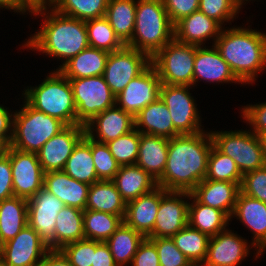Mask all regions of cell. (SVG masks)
<instances>
[{"mask_svg":"<svg viewBox=\"0 0 266 266\" xmlns=\"http://www.w3.org/2000/svg\"><path fill=\"white\" fill-rule=\"evenodd\" d=\"M213 145L211 133L205 130L169 139L166 167L157 185L167 191L191 192L206 177Z\"/></svg>","mask_w":266,"mask_h":266,"instance_id":"6da1fadb","label":"cell"},{"mask_svg":"<svg viewBox=\"0 0 266 266\" xmlns=\"http://www.w3.org/2000/svg\"><path fill=\"white\" fill-rule=\"evenodd\" d=\"M32 14H40L41 17L44 15V23L40 26V31L35 32L23 47L45 53L51 58H64L65 61L60 68L89 47L86 21L62 15L51 7L34 10Z\"/></svg>","mask_w":266,"mask_h":266,"instance_id":"7a4b0ae2","label":"cell"},{"mask_svg":"<svg viewBox=\"0 0 266 266\" xmlns=\"http://www.w3.org/2000/svg\"><path fill=\"white\" fill-rule=\"evenodd\" d=\"M224 29L214 46L242 84L254 83L266 69V34L244 27Z\"/></svg>","mask_w":266,"mask_h":266,"instance_id":"3957f363","label":"cell"},{"mask_svg":"<svg viewBox=\"0 0 266 266\" xmlns=\"http://www.w3.org/2000/svg\"><path fill=\"white\" fill-rule=\"evenodd\" d=\"M174 38V25L162 0H137L131 48L154 57Z\"/></svg>","mask_w":266,"mask_h":266,"instance_id":"277c9868","label":"cell"},{"mask_svg":"<svg viewBox=\"0 0 266 266\" xmlns=\"http://www.w3.org/2000/svg\"><path fill=\"white\" fill-rule=\"evenodd\" d=\"M24 91L25 101L35 110L55 117L66 125L77 124L71 84L58 69L38 86L28 87Z\"/></svg>","mask_w":266,"mask_h":266,"instance_id":"5b68a950","label":"cell"},{"mask_svg":"<svg viewBox=\"0 0 266 266\" xmlns=\"http://www.w3.org/2000/svg\"><path fill=\"white\" fill-rule=\"evenodd\" d=\"M13 115L10 146L25 152L37 153L50 138L67 126L59 119L35 110L25 100L21 110Z\"/></svg>","mask_w":266,"mask_h":266,"instance_id":"8992f818","label":"cell"},{"mask_svg":"<svg viewBox=\"0 0 266 266\" xmlns=\"http://www.w3.org/2000/svg\"><path fill=\"white\" fill-rule=\"evenodd\" d=\"M196 47L173 38L151 58L161 84L193 86Z\"/></svg>","mask_w":266,"mask_h":266,"instance_id":"52a82bcc","label":"cell"},{"mask_svg":"<svg viewBox=\"0 0 266 266\" xmlns=\"http://www.w3.org/2000/svg\"><path fill=\"white\" fill-rule=\"evenodd\" d=\"M214 146L232 158L241 174L266 165L258 135L249 131H211Z\"/></svg>","mask_w":266,"mask_h":266,"instance_id":"ba28073f","label":"cell"},{"mask_svg":"<svg viewBox=\"0 0 266 266\" xmlns=\"http://www.w3.org/2000/svg\"><path fill=\"white\" fill-rule=\"evenodd\" d=\"M76 106L77 124L86 125L96 115L116 105L103 76L69 79Z\"/></svg>","mask_w":266,"mask_h":266,"instance_id":"9c48e42d","label":"cell"},{"mask_svg":"<svg viewBox=\"0 0 266 266\" xmlns=\"http://www.w3.org/2000/svg\"><path fill=\"white\" fill-rule=\"evenodd\" d=\"M187 85L161 84L160 98L168 107L173 126L180 134H195L201 129V119L195 99L191 96Z\"/></svg>","mask_w":266,"mask_h":266,"instance_id":"30bf717a","label":"cell"},{"mask_svg":"<svg viewBox=\"0 0 266 266\" xmlns=\"http://www.w3.org/2000/svg\"><path fill=\"white\" fill-rule=\"evenodd\" d=\"M151 64V58L137 49L124 46L109 53L103 78L117 96L126 85Z\"/></svg>","mask_w":266,"mask_h":266,"instance_id":"8fae6325","label":"cell"},{"mask_svg":"<svg viewBox=\"0 0 266 266\" xmlns=\"http://www.w3.org/2000/svg\"><path fill=\"white\" fill-rule=\"evenodd\" d=\"M5 153L10 158L14 196L27 200L32 198L43 188L44 182V172L37 154L10 145Z\"/></svg>","mask_w":266,"mask_h":266,"instance_id":"7c38bea8","label":"cell"},{"mask_svg":"<svg viewBox=\"0 0 266 266\" xmlns=\"http://www.w3.org/2000/svg\"><path fill=\"white\" fill-rule=\"evenodd\" d=\"M161 80L151 63L116 96V105L134 117L160 97Z\"/></svg>","mask_w":266,"mask_h":266,"instance_id":"4fadbf2b","label":"cell"},{"mask_svg":"<svg viewBox=\"0 0 266 266\" xmlns=\"http://www.w3.org/2000/svg\"><path fill=\"white\" fill-rule=\"evenodd\" d=\"M190 192L167 191L161 187L159 204L153 232L148 237H172L188 225Z\"/></svg>","mask_w":266,"mask_h":266,"instance_id":"5bb4252c","label":"cell"},{"mask_svg":"<svg viewBox=\"0 0 266 266\" xmlns=\"http://www.w3.org/2000/svg\"><path fill=\"white\" fill-rule=\"evenodd\" d=\"M85 134L84 125H67L50 138L36 153L43 172L63 171L68 158Z\"/></svg>","mask_w":266,"mask_h":266,"instance_id":"9a60e30c","label":"cell"},{"mask_svg":"<svg viewBox=\"0 0 266 266\" xmlns=\"http://www.w3.org/2000/svg\"><path fill=\"white\" fill-rule=\"evenodd\" d=\"M49 250L40 235L27 224L4 243L2 258L5 266H37Z\"/></svg>","mask_w":266,"mask_h":266,"instance_id":"2e32d148","label":"cell"},{"mask_svg":"<svg viewBox=\"0 0 266 266\" xmlns=\"http://www.w3.org/2000/svg\"><path fill=\"white\" fill-rule=\"evenodd\" d=\"M64 206L62 201L44 188L28 199V225L40 235L51 250H54L56 216Z\"/></svg>","mask_w":266,"mask_h":266,"instance_id":"e0dca14e","label":"cell"},{"mask_svg":"<svg viewBox=\"0 0 266 266\" xmlns=\"http://www.w3.org/2000/svg\"><path fill=\"white\" fill-rule=\"evenodd\" d=\"M247 240L228 229L210 237L203 266H237L248 257Z\"/></svg>","mask_w":266,"mask_h":266,"instance_id":"ac0fdd59","label":"cell"},{"mask_svg":"<svg viewBox=\"0 0 266 266\" xmlns=\"http://www.w3.org/2000/svg\"><path fill=\"white\" fill-rule=\"evenodd\" d=\"M133 129H135V117L117 105L99 113L85 125L86 134L101 143L115 140Z\"/></svg>","mask_w":266,"mask_h":266,"instance_id":"d6986e66","label":"cell"},{"mask_svg":"<svg viewBox=\"0 0 266 266\" xmlns=\"http://www.w3.org/2000/svg\"><path fill=\"white\" fill-rule=\"evenodd\" d=\"M232 217L252 232L251 246H255L257 259L266 249V203L239 192Z\"/></svg>","mask_w":266,"mask_h":266,"instance_id":"ffe728a7","label":"cell"},{"mask_svg":"<svg viewBox=\"0 0 266 266\" xmlns=\"http://www.w3.org/2000/svg\"><path fill=\"white\" fill-rule=\"evenodd\" d=\"M197 46L194 60L193 87L199 80L216 83H241L229 64L221 57L217 48H206Z\"/></svg>","mask_w":266,"mask_h":266,"instance_id":"44dd1931","label":"cell"},{"mask_svg":"<svg viewBox=\"0 0 266 266\" xmlns=\"http://www.w3.org/2000/svg\"><path fill=\"white\" fill-rule=\"evenodd\" d=\"M240 184L204 179L191 191V194L200 203L223 211L231 219L240 192Z\"/></svg>","mask_w":266,"mask_h":266,"instance_id":"7402d4cb","label":"cell"},{"mask_svg":"<svg viewBox=\"0 0 266 266\" xmlns=\"http://www.w3.org/2000/svg\"><path fill=\"white\" fill-rule=\"evenodd\" d=\"M222 28L217 21L197 10L174 25V38L182 43L203 46V42L211 37L215 43Z\"/></svg>","mask_w":266,"mask_h":266,"instance_id":"603a6c76","label":"cell"},{"mask_svg":"<svg viewBox=\"0 0 266 266\" xmlns=\"http://www.w3.org/2000/svg\"><path fill=\"white\" fill-rule=\"evenodd\" d=\"M161 201V187L127 202L124 222L148 237L154 228L156 215Z\"/></svg>","mask_w":266,"mask_h":266,"instance_id":"cb8c5ba5","label":"cell"},{"mask_svg":"<svg viewBox=\"0 0 266 266\" xmlns=\"http://www.w3.org/2000/svg\"><path fill=\"white\" fill-rule=\"evenodd\" d=\"M89 184L71 178L64 171L44 173L43 188L55 195L65 206L85 210Z\"/></svg>","mask_w":266,"mask_h":266,"instance_id":"d4e9b609","label":"cell"},{"mask_svg":"<svg viewBox=\"0 0 266 266\" xmlns=\"http://www.w3.org/2000/svg\"><path fill=\"white\" fill-rule=\"evenodd\" d=\"M135 128L140 133L168 139L180 135L173 126L168 107L160 97L135 116Z\"/></svg>","mask_w":266,"mask_h":266,"instance_id":"484cf974","label":"cell"},{"mask_svg":"<svg viewBox=\"0 0 266 266\" xmlns=\"http://www.w3.org/2000/svg\"><path fill=\"white\" fill-rule=\"evenodd\" d=\"M169 139L140 133L136 165L143 168L156 181L162 176L168 156Z\"/></svg>","mask_w":266,"mask_h":266,"instance_id":"4316f807","label":"cell"},{"mask_svg":"<svg viewBox=\"0 0 266 266\" xmlns=\"http://www.w3.org/2000/svg\"><path fill=\"white\" fill-rule=\"evenodd\" d=\"M112 181L126 203L158 187L156 179L136 164L120 166Z\"/></svg>","mask_w":266,"mask_h":266,"instance_id":"83f0119b","label":"cell"},{"mask_svg":"<svg viewBox=\"0 0 266 266\" xmlns=\"http://www.w3.org/2000/svg\"><path fill=\"white\" fill-rule=\"evenodd\" d=\"M109 52L87 47L58 70L68 79L102 76Z\"/></svg>","mask_w":266,"mask_h":266,"instance_id":"f1b7e54d","label":"cell"},{"mask_svg":"<svg viewBox=\"0 0 266 266\" xmlns=\"http://www.w3.org/2000/svg\"><path fill=\"white\" fill-rule=\"evenodd\" d=\"M126 206V201L112 180H99L89 186L85 209L125 215Z\"/></svg>","mask_w":266,"mask_h":266,"instance_id":"f546056e","label":"cell"},{"mask_svg":"<svg viewBox=\"0 0 266 266\" xmlns=\"http://www.w3.org/2000/svg\"><path fill=\"white\" fill-rule=\"evenodd\" d=\"M188 224L209 237L226 230L231 220L223 211L200 203L190 192Z\"/></svg>","mask_w":266,"mask_h":266,"instance_id":"4dcf8cb0","label":"cell"},{"mask_svg":"<svg viewBox=\"0 0 266 266\" xmlns=\"http://www.w3.org/2000/svg\"><path fill=\"white\" fill-rule=\"evenodd\" d=\"M28 200L12 196L0 202V238L5 243L28 224Z\"/></svg>","mask_w":266,"mask_h":266,"instance_id":"1f68e13d","label":"cell"},{"mask_svg":"<svg viewBox=\"0 0 266 266\" xmlns=\"http://www.w3.org/2000/svg\"><path fill=\"white\" fill-rule=\"evenodd\" d=\"M63 171L71 178L85 184L99 181L91 151V138L85 134L68 158Z\"/></svg>","mask_w":266,"mask_h":266,"instance_id":"d6a6232c","label":"cell"},{"mask_svg":"<svg viewBox=\"0 0 266 266\" xmlns=\"http://www.w3.org/2000/svg\"><path fill=\"white\" fill-rule=\"evenodd\" d=\"M83 210L64 206L56 216L54 250L84 239Z\"/></svg>","mask_w":266,"mask_h":266,"instance_id":"836d02e7","label":"cell"},{"mask_svg":"<svg viewBox=\"0 0 266 266\" xmlns=\"http://www.w3.org/2000/svg\"><path fill=\"white\" fill-rule=\"evenodd\" d=\"M146 237L128 226L124 221L117 230L105 241L118 266L132 263L140 244Z\"/></svg>","mask_w":266,"mask_h":266,"instance_id":"e575fe53","label":"cell"},{"mask_svg":"<svg viewBox=\"0 0 266 266\" xmlns=\"http://www.w3.org/2000/svg\"><path fill=\"white\" fill-rule=\"evenodd\" d=\"M137 0H108L105 18L126 45L133 36Z\"/></svg>","mask_w":266,"mask_h":266,"instance_id":"d590c367","label":"cell"},{"mask_svg":"<svg viewBox=\"0 0 266 266\" xmlns=\"http://www.w3.org/2000/svg\"><path fill=\"white\" fill-rule=\"evenodd\" d=\"M124 217L125 215L85 209L83 212L85 238L105 242L122 224Z\"/></svg>","mask_w":266,"mask_h":266,"instance_id":"8d00e7d4","label":"cell"},{"mask_svg":"<svg viewBox=\"0 0 266 266\" xmlns=\"http://www.w3.org/2000/svg\"><path fill=\"white\" fill-rule=\"evenodd\" d=\"M175 246L191 263H203L207 256L210 237L189 224L171 237Z\"/></svg>","mask_w":266,"mask_h":266,"instance_id":"74e56055","label":"cell"},{"mask_svg":"<svg viewBox=\"0 0 266 266\" xmlns=\"http://www.w3.org/2000/svg\"><path fill=\"white\" fill-rule=\"evenodd\" d=\"M108 0H53L51 8L82 21L105 17Z\"/></svg>","mask_w":266,"mask_h":266,"instance_id":"f35d334b","label":"cell"},{"mask_svg":"<svg viewBox=\"0 0 266 266\" xmlns=\"http://www.w3.org/2000/svg\"><path fill=\"white\" fill-rule=\"evenodd\" d=\"M86 30L90 47L111 53L125 46L105 17L86 21Z\"/></svg>","mask_w":266,"mask_h":266,"instance_id":"ab89813d","label":"cell"},{"mask_svg":"<svg viewBox=\"0 0 266 266\" xmlns=\"http://www.w3.org/2000/svg\"><path fill=\"white\" fill-rule=\"evenodd\" d=\"M242 176L235 161L213 145L208 157L205 179L241 183Z\"/></svg>","mask_w":266,"mask_h":266,"instance_id":"60d3db41","label":"cell"},{"mask_svg":"<svg viewBox=\"0 0 266 266\" xmlns=\"http://www.w3.org/2000/svg\"><path fill=\"white\" fill-rule=\"evenodd\" d=\"M106 144L120 166L136 164L140 144V132L136 128Z\"/></svg>","mask_w":266,"mask_h":266,"instance_id":"b9f144b4","label":"cell"},{"mask_svg":"<svg viewBox=\"0 0 266 266\" xmlns=\"http://www.w3.org/2000/svg\"><path fill=\"white\" fill-rule=\"evenodd\" d=\"M91 151L98 180H113L120 165L111 154L108 145L91 138Z\"/></svg>","mask_w":266,"mask_h":266,"instance_id":"7bdbcfd3","label":"cell"},{"mask_svg":"<svg viewBox=\"0 0 266 266\" xmlns=\"http://www.w3.org/2000/svg\"><path fill=\"white\" fill-rule=\"evenodd\" d=\"M72 266H92L96 251V241L81 239L60 249Z\"/></svg>","mask_w":266,"mask_h":266,"instance_id":"ee69618b","label":"cell"},{"mask_svg":"<svg viewBox=\"0 0 266 266\" xmlns=\"http://www.w3.org/2000/svg\"><path fill=\"white\" fill-rule=\"evenodd\" d=\"M156 247L160 266H188L191 262L177 249L170 237H147Z\"/></svg>","mask_w":266,"mask_h":266,"instance_id":"f6af8a7d","label":"cell"},{"mask_svg":"<svg viewBox=\"0 0 266 266\" xmlns=\"http://www.w3.org/2000/svg\"><path fill=\"white\" fill-rule=\"evenodd\" d=\"M199 10L221 26L224 22L231 23L239 13V9L231 0H199Z\"/></svg>","mask_w":266,"mask_h":266,"instance_id":"bcb514c9","label":"cell"},{"mask_svg":"<svg viewBox=\"0 0 266 266\" xmlns=\"http://www.w3.org/2000/svg\"><path fill=\"white\" fill-rule=\"evenodd\" d=\"M240 192L266 203V165L243 174Z\"/></svg>","mask_w":266,"mask_h":266,"instance_id":"7dc6e473","label":"cell"},{"mask_svg":"<svg viewBox=\"0 0 266 266\" xmlns=\"http://www.w3.org/2000/svg\"><path fill=\"white\" fill-rule=\"evenodd\" d=\"M169 19L175 25L182 18L199 10V0H162Z\"/></svg>","mask_w":266,"mask_h":266,"instance_id":"c3c4849f","label":"cell"},{"mask_svg":"<svg viewBox=\"0 0 266 266\" xmlns=\"http://www.w3.org/2000/svg\"><path fill=\"white\" fill-rule=\"evenodd\" d=\"M241 111V116L252 126L254 134L266 133V102L244 106Z\"/></svg>","mask_w":266,"mask_h":266,"instance_id":"681fc988","label":"cell"},{"mask_svg":"<svg viewBox=\"0 0 266 266\" xmlns=\"http://www.w3.org/2000/svg\"><path fill=\"white\" fill-rule=\"evenodd\" d=\"M131 264L132 266H160L155 244L149 238L146 237L140 244Z\"/></svg>","mask_w":266,"mask_h":266,"instance_id":"f907efd6","label":"cell"},{"mask_svg":"<svg viewBox=\"0 0 266 266\" xmlns=\"http://www.w3.org/2000/svg\"><path fill=\"white\" fill-rule=\"evenodd\" d=\"M14 196L10 158L6 153L0 155V202Z\"/></svg>","mask_w":266,"mask_h":266,"instance_id":"816d5d0a","label":"cell"},{"mask_svg":"<svg viewBox=\"0 0 266 266\" xmlns=\"http://www.w3.org/2000/svg\"><path fill=\"white\" fill-rule=\"evenodd\" d=\"M7 108L0 105V138L9 146L13 136V117Z\"/></svg>","mask_w":266,"mask_h":266,"instance_id":"f5cc1de1","label":"cell"},{"mask_svg":"<svg viewBox=\"0 0 266 266\" xmlns=\"http://www.w3.org/2000/svg\"><path fill=\"white\" fill-rule=\"evenodd\" d=\"M92 266H118L105 242L96 241V251Z\"/></svg>","mask_w":266,"mask_h":266,"instance_id":"db71d44e","label":"cell"},{"mask_svg":"<svg viewBox=\"0 0 266 266\" xmlns=\"http://www.w3.org/2000/svg\"><path fill=\"white\" fill-rule=\"evenodd\" d=\"M37 266H72L61 250H49Z\"/></svg>","mask_w":266,"mask_h":266,"instance_id":"11a10c76","label":"cell"},{"mask_svg":"<svg viewBox=\"0 0 266 266\" xmlns=\"http://www.w3.org/2000/svg\"><path fill=\"white\" fill-rule=\"evenodd\" d=\"M0 8L13 10L24 14L26 11L32 13L33 10L23 0H0Z\"/></svg>","mask_w":266,"mask_h":266,"instance_id":"9f6ffc18","label":"cell"},{"mask_svg":"<svg viewBox=\"0 0 266 266\" xmlns=\"http://www.w3.org/2000/svg\"><path fill=\"white\" fill-rule=\"evenodd\" d=\"M33 11L41 8L51 7L53 0H23ZM49 4V5H48Z\"/></svg>","mask_w":266,"mask_h":266,"instance_id":"6f0895ef","label":"cell"},{"mask_svg":"<svg viewBox=\"0 0 266 266\" xmlns=\"http://www.w3.org/2000/svg\"><path fill=\"white\" fill-rule=\"evenodd\" d=\"M262 149H263V154H264V158L266 161V133H262L258 135Z\"/></svg>","mask_w":266,"mask_h":266,"instance_id":"680465c9","label":"cell"},{"mask_svg":"<svg viewBox=\"0 0 266 266\" xmlns=\"http://www.w3.org/2000/svg\"><path fill=\"white\" fill-rule=\"evenodd\" d=\"M8 149V145L0 138V155L5 153Z\"/></svg>","mask_w":266,"mask_h":266,"instance_id":"91938a15","label":"cell"},{"mask_svg":"<svg viewBox=\"0 0 266 266\" xmlns=\"http://www.w3.org/2000/svg\"><path fill=\"white\" fill-rule=\"evenodd\" d=\"M236 6H237V8L240 10L242 7V5H243V2L244 1H248V0H231ZM250 1V0H249Z\"/></svg>","mask_w":266,"mask_h":266,"instance_id":"94428289","label":"cell"},{"mask_svg":"<svg viewBox=\"0 0 266 266\" xmlns=\"http://www.w3.org/2000/svg\"><path fill=\"white\" fill-rule=\"evenodd\" d=\"M3 249H4V242H3L2 239L0 238V257L3 256Z\"/></svg>","mask_w":266,"mask_h":266,"instance_id":"6125c7cd","label":"cell"},{"mask_svg":"<svg viewBox=\"0 0 266 266\" xmlns=\"http://www.w3.org/2000/svg\"><path fill=\"white\" fill-rule=\"evenodd\" d=\"M188 266H203V263H190Z\"/></svg>","mask_w":266,"mask_h":266,"instance_id":"be15d7a7","label":"cell"},{"mask_svg":"<svg viewBox=\"0 0 266 266\" xmlns=\"http://www.w3.org/2000/svg\"><path fill=\"white\" fill-rule=\"evenodd\" d=\"M0 266H5L2 257H0Z\"/></svg>","mask_w":266,"mask_h":266,"instance_id":"e7e4bbea","label":"cell"}]
</instances>
